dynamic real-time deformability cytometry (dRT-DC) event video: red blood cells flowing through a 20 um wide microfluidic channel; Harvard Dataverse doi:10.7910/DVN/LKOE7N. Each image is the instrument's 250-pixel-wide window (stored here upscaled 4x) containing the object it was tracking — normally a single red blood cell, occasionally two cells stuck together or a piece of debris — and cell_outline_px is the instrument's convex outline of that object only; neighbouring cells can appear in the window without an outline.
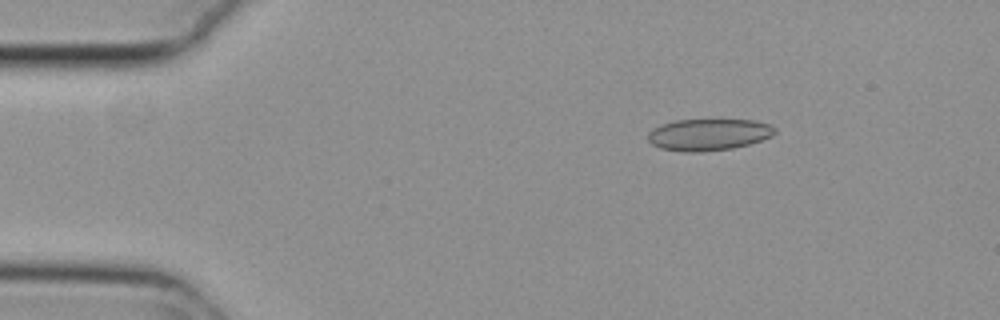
{"species": "common noctule bat (a hibernating species)", "species_latin": "Nyctalus noctula", "temperature_condition": "cold", "stored_images_in_passage": 48, "camera_frame_rate_fps": 3000, "um_per_image_px": 0.085, "animal": {"sex": "female", "body_mass_g": 29.2, "forearm_length_mm": 56.3}, "frame": {"image": 1, "passage_image": 2, "time_ms": 0.333, "image_size_px": [1000, 320], "cell_outline_px": [[776, 132], [772, 136], [748, 144], [732, 148], [700, 152], [684, 152], [660, 148], [652, 144], [648, 140], [648, 132], [652, 128], [660, 124], [676, 120], [752, 120], [768, 124], [776, 128]], "centroid_in_image_um": [60.19, 11.44], "position_along_channel_um": 24.8, "area_um2": 23.41}}
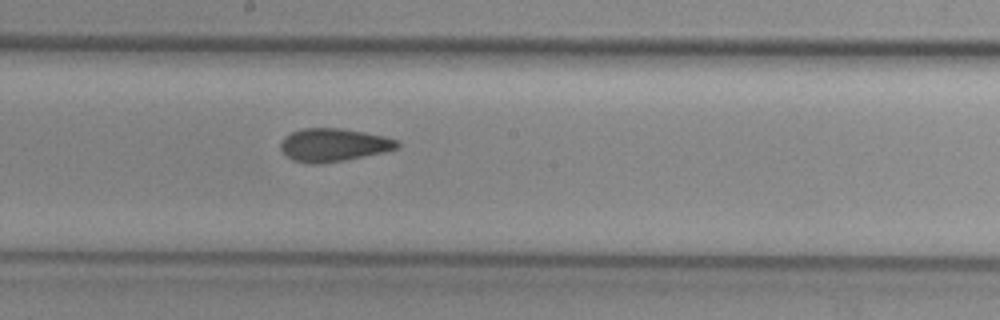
{"frame": {"image": 2, "passage_image": 23, "time_ms": 7.333, "image_size_px": [1000, 320], "cell_outline_px": [[400, 148], [384, 152], [344, 160], [320, 164], [312, 164], [292, 160], [280, 148], [280, 144], [284, 136], [292, 132], [304, 128], [340, 128], [364, 132], [384, 136], [396, 140], [400, 144]], "centroid_in_image_um": [28.35, 12.32], "position_along_channel_um": 219.8, "area_um2": 22.43}}
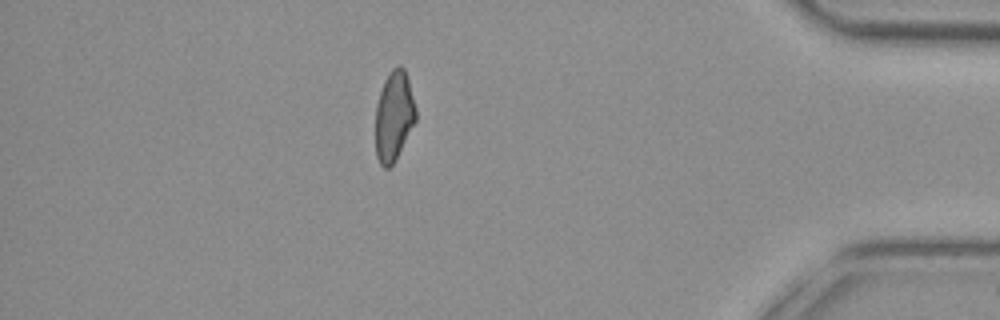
{"frame": {"image": 3, "passage_image": 41, "time_ms": 13.333, "image_size_px": [1000, 320], "cell_outline_px": [[416, 120], [392, 164], [388, 168], [384, 168], [380, 164], [376, 156], [376, 104], [384, 80], [392, 68], [396, 64], [400, 64], [404, 68], [408, 80], [416, 108]], "centroid_in_image_um": [33.47, 9.82], "position_along_channel_um": 401.7, "area_um2": 20.87}, "authors_computed_cell_mechanics": {"area_um2": 22.3686, "velocity_mm_per_s": 3.7747, "shape_relaxation_time_tau1_ms": null, "shape_relaxation_time_tau2_ms": 3.2709, "deformation_change_tau1": null, "deformation_change_tau2": 0.0848}}